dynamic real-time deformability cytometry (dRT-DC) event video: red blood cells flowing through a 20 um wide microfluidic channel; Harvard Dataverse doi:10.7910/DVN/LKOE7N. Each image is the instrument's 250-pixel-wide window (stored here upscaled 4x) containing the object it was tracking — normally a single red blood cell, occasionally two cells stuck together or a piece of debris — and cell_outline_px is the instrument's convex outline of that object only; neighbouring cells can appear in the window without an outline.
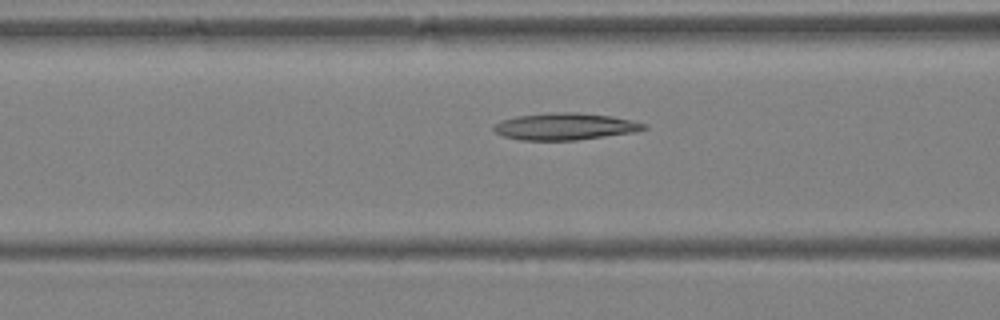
{"species": "Egyptian fruit bat (a non-hibernating species)", "species_latin": "Rousettus aegyptiacus", "temperature_condition": "warm", "stored_images_in_passage": 30, "camera_frame_rate_fps": 3000, "um_per_image_px": 0.085, "animal": {"sex": "female"}, "frame": {"image": 1, "passage_image": 5, "time_ms": 1.333, "image_size_px": [1000, 320], "cell_outline_px": [[648, 128], [632, 132], [576, 140], [520, 140], [504, 136], [496, 132], [492, 128], [500, 120], [516, 116], [552, 112], [576, 112], [612, 116], [632, 120], [648, 124]], "centroid_in_image_um": [48.03, 10.74], "position_along_channel_um": 118.6, "area_um2": 23.47}}
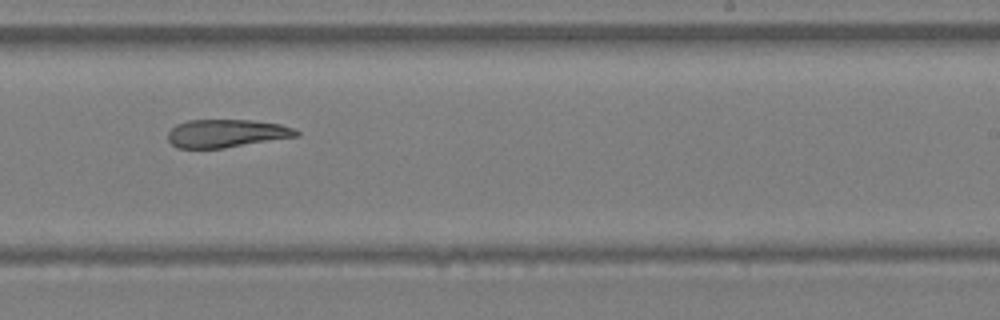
{"frame": {"image": 2, "passage_image": 14, "time_ms": 4.333, "image_size_px": [1000, 320], "cell_outline_px": [[300, 136], [224, 148], [176, 148], [168, 140], [168, 132], [176, 124], [188, 120], [252, 120], [280, 124], [292, 128], [300, 132]], "centroid_in_image_um": [19.25, 11.34], "position_along_channel_um": 269.8, "area_um2": 21.04}}
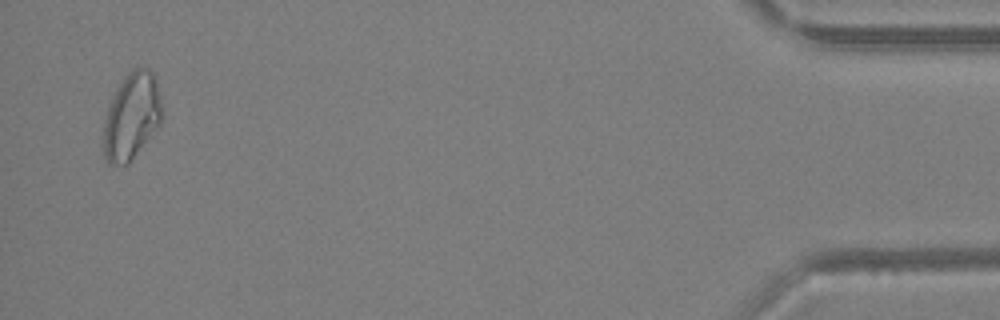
{"frame": {"image": 3, "passage_image": 28, "time_ms": 9.0, "image_size_px": [1000, 320], "cell_outline_px": [[160, 124], [128, 164], [108, 164], [104, 156], [104, 120], [112, 96], [124, 76], [132, 68], [140, 64], [148, 68], [156, 76], [160, 96]], "centroid_in_image_um": [11.18, 9.82], "position_along_channel_um": 424.0, "area_um2": 29.48}}